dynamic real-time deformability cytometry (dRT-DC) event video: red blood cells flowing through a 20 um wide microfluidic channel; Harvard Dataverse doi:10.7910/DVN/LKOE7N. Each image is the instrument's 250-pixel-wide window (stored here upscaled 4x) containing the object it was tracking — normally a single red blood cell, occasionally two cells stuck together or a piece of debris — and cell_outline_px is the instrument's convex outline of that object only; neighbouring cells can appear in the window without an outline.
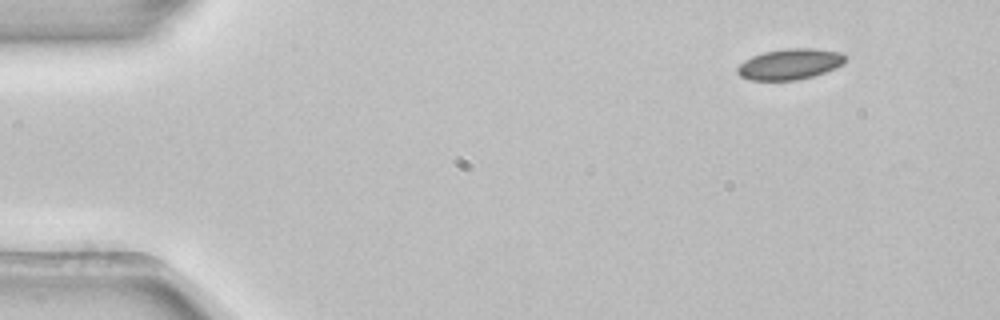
{"species": "common noctule bat (a hibernating species)", "species_latin": "Nyctalus noctula", "temperature_condition": "room temperature", "stored_images_in_passage": 4, "camera_frame_rate_fps": 3000, "um_per_image_px": 0.085, "animal": {"sex": "female", "body_mass_g": 22.7, "forearm_length_mm": 54.2}, "frame": {"image": 1, "passage_image": 1, "time_ms": 0.0, "image_size_px": [1000, 320], "cell_outline_px": [[848, 56], [844, 64], [836, 68], [812, 76], [796, 80], [748, 80], [740, 76], [736, 72], [736, 68], [744, 60], [752, 56], [764, 52], [788, 48], [816, 48], [840, 52]], "centroid_in_image_um": [67.15, 5.44], "position_along_channel_um": 17.8, "area_um2": 19.54}}
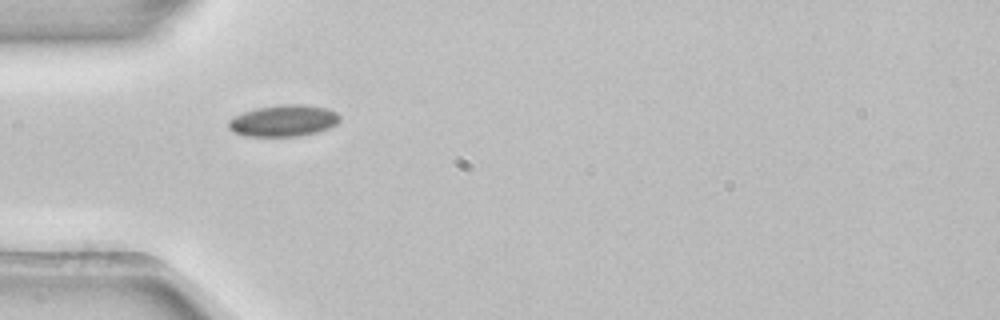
{"frame": {"image": 2, "passage_image": 4, "time_ms": 1.0, "image_size_px": [1000, 320], "cell_outline_px": [[340, 120], [336, 124], [328, 128], [316, 132], [296, 136], [244, 136], [232, 132], [228, 128], [228, 120], [244, 112], [256, 108], [280, 104], [304, 104], [328, 108], [336, 112], [340, 116]], "centroid_in_image_um": [24.09, 10.25], "position_along_channel_um": 60.9, "area_um2": 20.52}}